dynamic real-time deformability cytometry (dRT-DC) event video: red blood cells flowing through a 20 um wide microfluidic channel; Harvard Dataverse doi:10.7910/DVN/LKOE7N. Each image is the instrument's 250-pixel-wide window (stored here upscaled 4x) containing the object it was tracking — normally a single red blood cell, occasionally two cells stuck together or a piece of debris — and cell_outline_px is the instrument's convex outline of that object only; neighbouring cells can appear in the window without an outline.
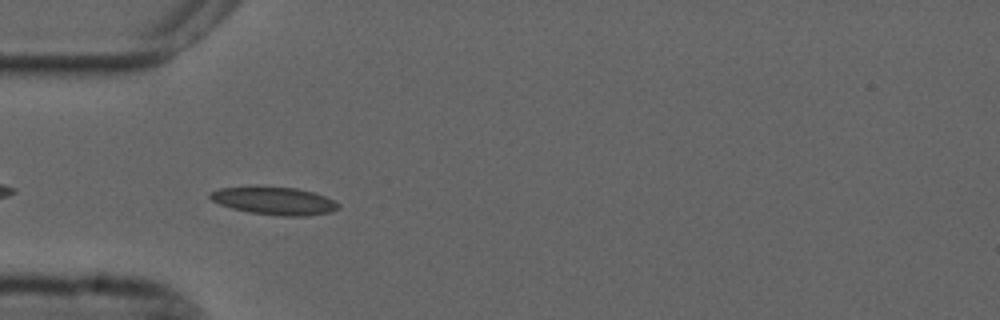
{"species": "common noctule bat (a hibernating species)", "species_latin": "Nyctalus noctula", "temperature_condition": "cold", "stored_images_in_passage": 41, "camera_frame_rate_fps": 3000, "um_per_image_px": 0.085, "animal": {"sex": "male", "forearm_length_mm": 52.5}, "frame": {"image": 1, "passage_image": 3, "time_ms": 0.667, "image_size_px": [1000, 320], "cell_outline_px": [[340, 208], [332, 212], [304, 216], [280, 216], [252, 212], [232, 208], [220, 204], [212, 200], [208, 196], [212, 192], [220, 188], [256, 184], [296, 188], [312, 192], [336, 200], [340, 204]], "centroid_in_image_um": [23.33, 17.04], "position_along_channel_um": 61.7, "area_um2": 21.27}}
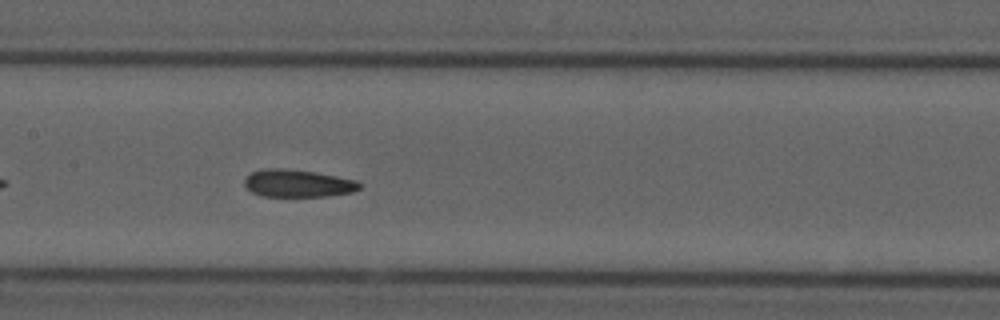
{"frame": {"image": 2, "passage_image": 13, "time_ms": 4.0, "image_size_px": [1000, 320], "cell_outline_px": [[364, 184], [360, 188], [352, 192], [328, 196], [260, 196], [252, 192], [244, 184], [244, 180], [252, 172], [260, 168], [284, 168], [316, 172], [356, 180]], "centroid_in_image_um": [25.32, 15.58], "position_along_channel_um": 182.1, "area_um2": 18.55}}
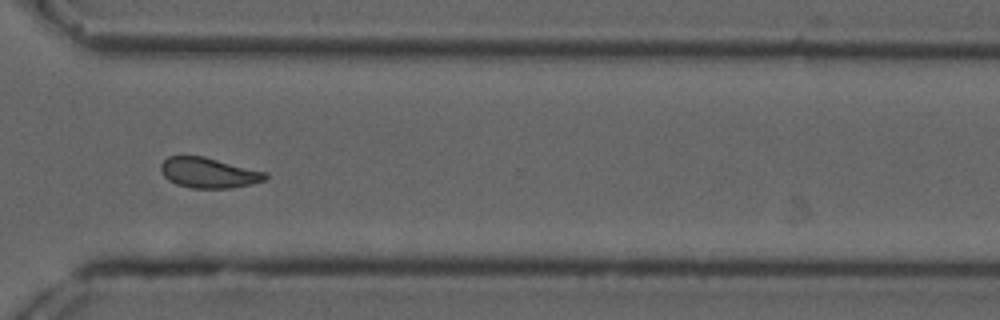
{"frame": {"image": 3, "passage_image": 27, "time_ms": 8.667, "image_size_px": [1000, 320], "cell_outline_px": [[268, 176], [264, 180], [232, 188], [192, 188], [176, 184], [168, 180], [160, 172], [160, 164], [168, 156], [204, 156], [268, 172]], "centroid_in_image_um": [17.72, 14.68], "position_along_channel_um": 352.9, "area_um2": 18.55}, "authors_computed_cell_mechanics": {"area_um2": 18.7272, "velocity_mm_per_s": 3.6708, "shape_relaxation_time_tau1_ms": null, "shape_relaxation_time_tau2_ms": 2.4237, "deformation_change_tau1": null, "deformation_change_tau2": 0.0765}}